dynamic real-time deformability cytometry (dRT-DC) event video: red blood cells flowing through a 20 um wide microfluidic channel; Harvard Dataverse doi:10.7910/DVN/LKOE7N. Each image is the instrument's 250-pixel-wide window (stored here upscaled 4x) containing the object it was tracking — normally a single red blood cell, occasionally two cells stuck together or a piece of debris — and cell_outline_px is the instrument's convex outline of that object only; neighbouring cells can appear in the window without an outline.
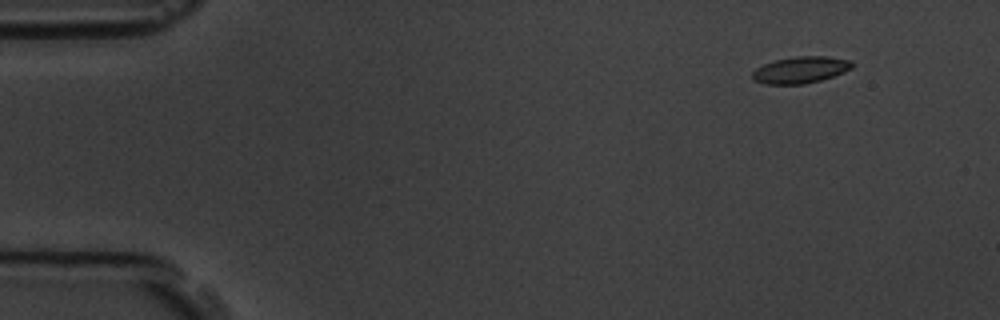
{"species": "common noctule bat (a hibernating species)", "species_latin": "Nyctalus noctula", "temperature_condition": "room temperature", "stored_images_in_passage": 4, "camera_frame_rate_fps": 3000, "um_per_image_px": 0.085, "animal": {"sex": "male", "body_mass_g": 19.5, "forearm_length_mm": 54.6}, "frame": {"image": 1, "passage_image": 1, "time_ms": 0.0, "image_size_px": [1000, 320], "cell_outline_px": [[856, 64], [852, 68], [844, 72], [820, 80], [804, 84], [764, 84], [752, 80], [752, 72], [756, 68], [764, 64], [776, 60], [796, 56], [828, 56], [852, 60]], "centroid_in_image_um": [68.07, 5.93], "position_along_channel_um": 16.9, "area_um2": 15.61}}
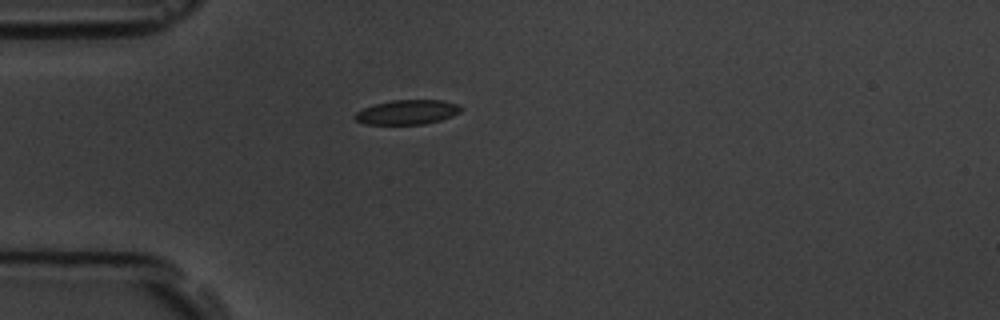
{"frame": {"image": 2, "passage_image": 4, "time_ms": 3.333, "image_size_px": [1000, 320], "cell_outline_px": [[464, 108], [460, 112], [452, 116], [440, 120], [424, 124], [364, 124], [356, 120], [352, 116], [356, 112], [364, 108], [376, 104], [392, 100], [444, 100], [460, 104]], "centroid_in_image_um": [34.65, 9.53], "position_along_channel_um": 50.3, "area_um2": 15.26}}